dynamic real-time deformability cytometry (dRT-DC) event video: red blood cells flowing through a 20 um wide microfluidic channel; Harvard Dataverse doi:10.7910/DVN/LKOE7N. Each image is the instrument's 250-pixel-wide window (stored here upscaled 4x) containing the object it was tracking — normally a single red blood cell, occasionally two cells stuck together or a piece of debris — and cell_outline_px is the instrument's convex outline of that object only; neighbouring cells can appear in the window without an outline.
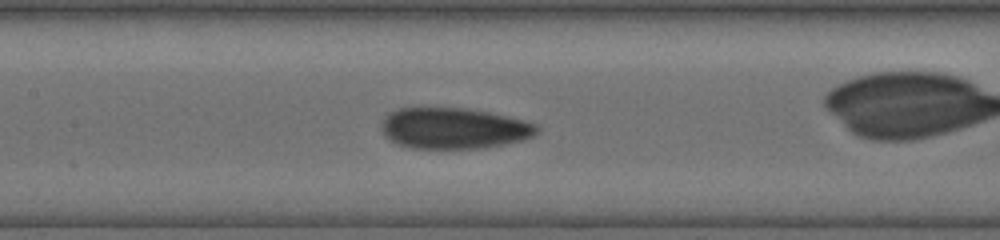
{"species": "human", "species_latin": "Homo sapiens", "temperature_condition": "cold", "stored_images_in_passage": 28, "camera_frame_rate_fps": 3000, "um_per_image_px": 0.085, "donor": {"sex": "female"}, "frame": {"image": 1, "passage_image": 13, "time_ms": 6.0, "image_size_px": [1000, 240], "cell_outline_px": [[540, 128], [532, 136], [524, 140], [484, 148], [412, 148], [396, 144], [384, 136], [380, 128], [384, 120], [392, 112], [400, 108], [464, 108], [488, 112], [524, 120], [536, 124]], "centroid_in_image_um": [38.58, 10.91], "position_along_channel_um": 168.8, "area_um2": 36.99}}
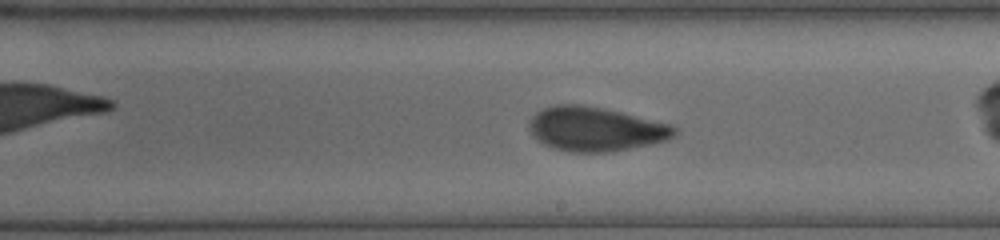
{"frame": {"image": 2, "passage_image": 16, "time_ms": 7.667, "image_size_px": [1000, 240], "cell_outline_px": [[676, 136], [668, 140], [652, 144], [612, 152], [568, 152], [552, 148], [544, 144], [532, 136], [528, 128], [528, 124], [532, 116], [536, 112], [544, 108], [556, 104], [580, 104], [620, 112], [668, 124], [676, 128]], "centroid_in_image_um": [50.58, 10.99], "position_along_channel_um": 238.4, "area_um2": 37.45}}
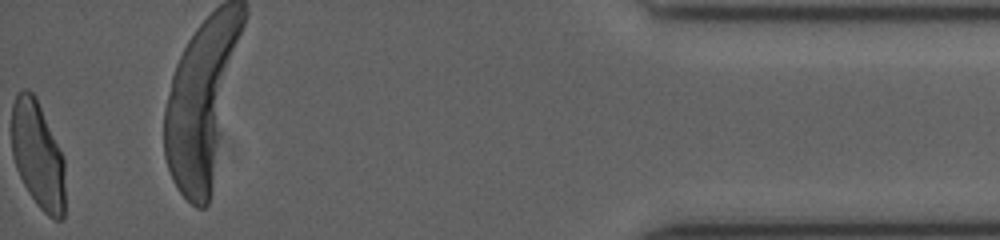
{"frame": {"image": 3, "passage_image": 28, "time_ms": 14.0, "image_size_px": [1000, 240], "cell_outline_px": [[64, 220], [56, 220], [48, 216], [36, 204], [28, 192], [16, 168], [12, 156], [12, 104], [16, 96], [24, 88], [28, 88], [36, 96], [64, 160]], "centroid_in_image_um": [3.2, 13.19], "position_along_channel_um": 432.0, "area_um2": 33.29}}